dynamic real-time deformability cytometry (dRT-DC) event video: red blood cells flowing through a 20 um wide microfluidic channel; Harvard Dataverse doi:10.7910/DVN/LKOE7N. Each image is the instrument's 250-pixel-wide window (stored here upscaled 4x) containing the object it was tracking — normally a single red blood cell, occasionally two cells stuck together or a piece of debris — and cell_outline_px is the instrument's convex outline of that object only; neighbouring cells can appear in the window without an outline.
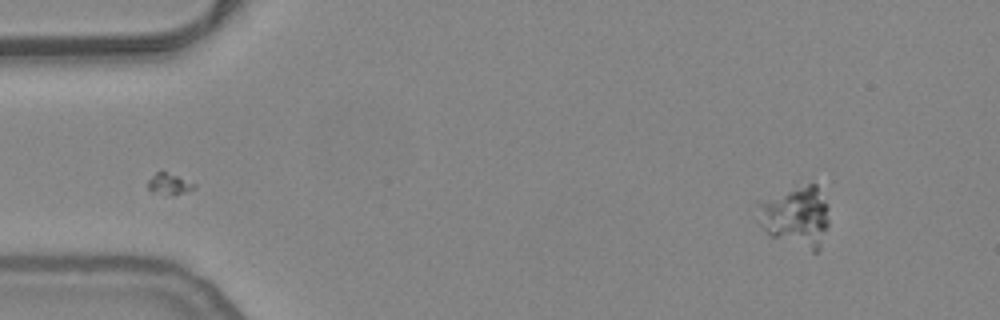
{"species": "common noctule bat (a hibernating species)", "species_latin": "Nyctalus noctula", "temperature_condition": "warm", "stored_images_in_passage": 52, "camera_frame_rate_fps": 3000, "um_per_image_px": 0.085, "animal": {"sex": "female", "body_mass_g": 24.6, "forearm_length_mm": 56.2}, "frame": {"image": 1, "passage_image": 1, "time_ms": 0.0, "image_size_px": [1000, 320], "cell_outline_px": [[828, 224], [820, 248], [816, 252], [812, 252], [768, 236], [764, 228], [756, 204], [756, 200], [808, 184], [816, 184], [828, 204]], "centroid_in_image_um": [67.66, 18.42], "position_along_channel_um": 17.3, "area_um2": 25.32}}
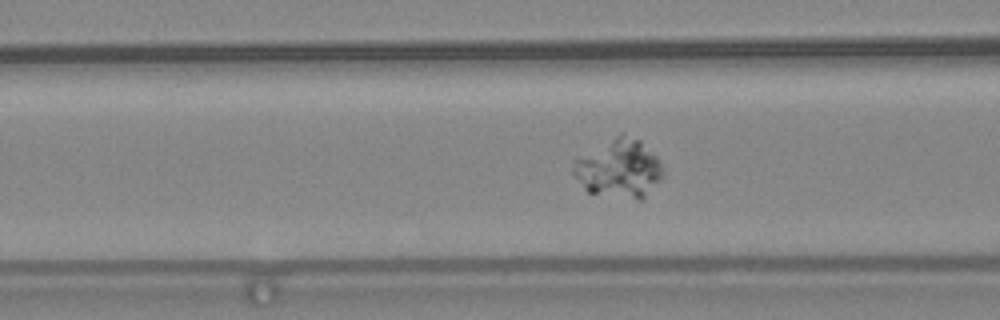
{"frame": {"image": 2, "passage_image": 17, "time_ms": 5.333, "image_size_px": [1000, 320], "cell_outline_px": [[664, 176], [644, 200], [636, 200], [588, 192], [584, 188], [572, 172], [572, 160], [620, 132], [640, 140], [656, 156], [664, 168]], "centroid_in_image_um": [52.63, 14.33], "position_along_channel_um": 114.0, "area_um2": 31.04}}
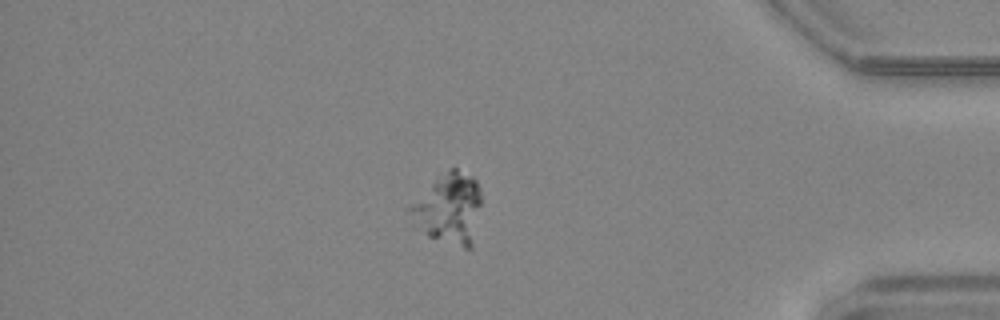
{"frame": {"image": 3, "passage_image": 43, "time_ms": 14.0, "image_size_px": [1000, 320], "cell_outline_px": [[480, 204], [472, 248], [464, 248], [428, 236], [404, 208], [408, 204], [448, 168], [456, 168], [472, 176], [476, 180], [480, 188]], "centroid_in_image_um": [38.14, 17.7], "position_along_channel_um": 397.1, "area_um2": 29.07}}